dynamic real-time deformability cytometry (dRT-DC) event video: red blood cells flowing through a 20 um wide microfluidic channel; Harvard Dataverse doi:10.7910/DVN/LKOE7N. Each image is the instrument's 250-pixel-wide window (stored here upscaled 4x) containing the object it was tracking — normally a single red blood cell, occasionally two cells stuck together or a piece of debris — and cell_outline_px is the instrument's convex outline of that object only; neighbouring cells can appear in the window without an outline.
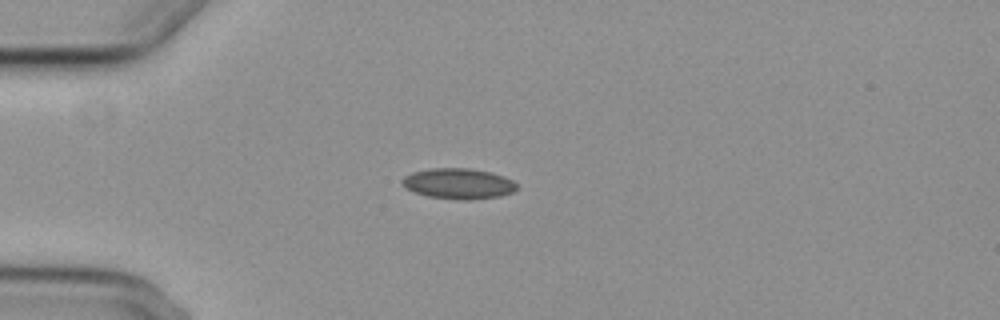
{"species": "common noctule bat (a hibernating species)", "species_latin": "Nyctalus noctula", "temperature_condition": "cold", "stored_images_in_passage": 7, "camera_frame_rate_fps": 3000, "um_per_image_px": 0.085, "animal": {"sex": "female", "body_mass_g": 29.2, "forearm_length_mm": 56.3}, "frame": {"image": 1, "passage_image": 4, "time_ms": 3.667, "image_size_px": [1000, 320], "cell_outline_px": [[516, 188], [512, 192], [500, 196], [472, 200], [460, 200], [428, 196], [412, 192], [404, 188], [400, 184], [400, 180], [404, 176], [412, 172], [432, 168], [468, 168], [488, 172], [504, 176], [512, 180], [516, 184]], "centroid_in_image_um": [38.9, 15.61], "position_along_channel_um": 46.1, "area_um2": 20.58}}
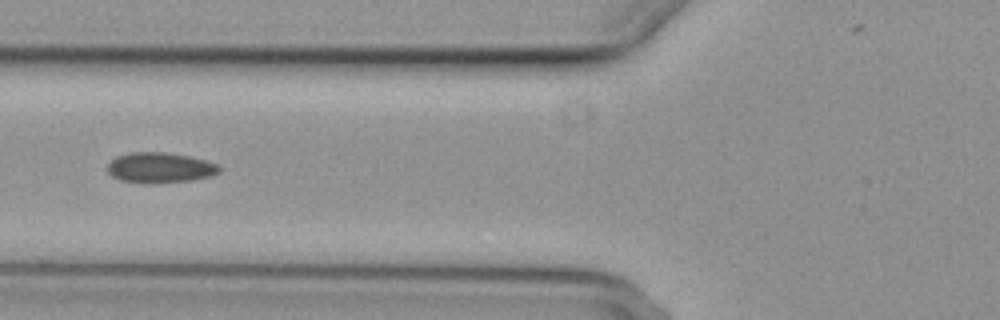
{"frame": {"image": 2, "passage_image": 6, "time_ms": 6.0, "image_size_px": [1000, 320], "cell_outline_px": [[220, 172], [212, 176], [192, 180], [156, 184], [148, 184], [120, 180], [112, 176], [108, 172], [108, 164], [116, 156], [132, 152], [164, 152], [192, 156], [208, 160], [216, 164], [220, 168]], "centroid_in_image_um": [13.62, 14.26], "position_along_channel_um": 112.2, "area_um2": 20.11}}
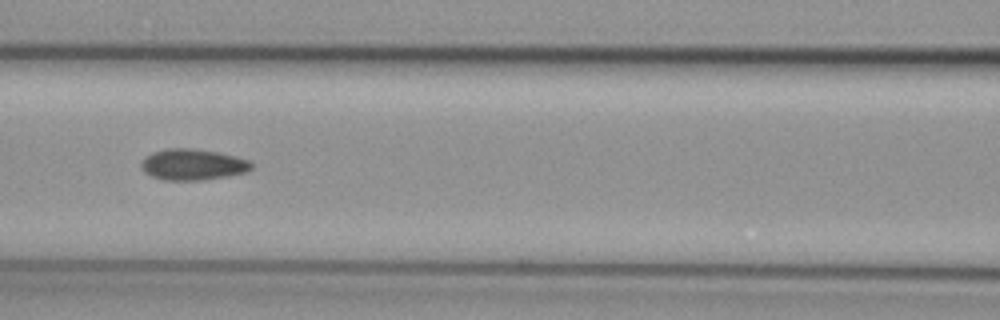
{"frame": {"image": 3, "passage_image": 7, "time_ms": 7.0, "image_size_px": [1000, 320], "cell_outline_px": [[252, 168], [248, 172], [228, 176], [200, 180], [164, 180], [152, 176], [144, 172], [140, 168], [140, 164], [152, 152], [168, 148], [192, 148], [220, 152], [236, 156], [248, 160], [252, 164]], "centroid_in_image_um": [16.4, 13.98], "position_along_channel_um": 150.2, "area_um2": 20.06}}